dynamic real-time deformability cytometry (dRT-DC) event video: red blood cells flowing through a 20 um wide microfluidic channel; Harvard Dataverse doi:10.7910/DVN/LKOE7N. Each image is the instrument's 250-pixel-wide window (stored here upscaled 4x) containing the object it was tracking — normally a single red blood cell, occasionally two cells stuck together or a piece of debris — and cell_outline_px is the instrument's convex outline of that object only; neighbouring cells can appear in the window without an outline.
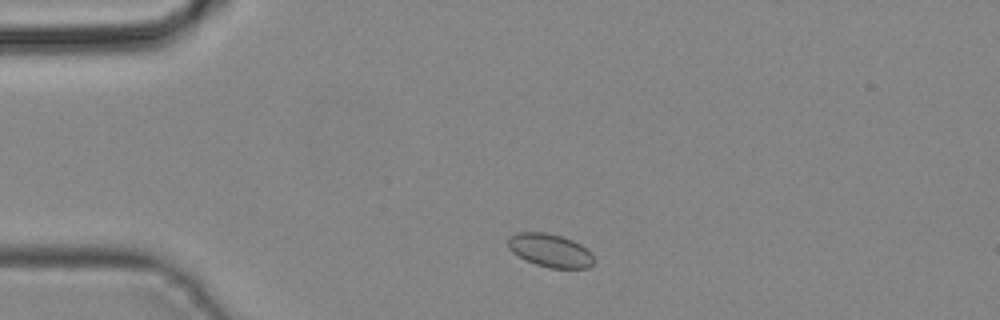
{"species": "common noctule bat (a hibernating species)", "species_latin": "Nyctalus noctula", "temperature_condition": "cold", "stored_images_in_passage": 36, "camera_frame_rate_fps": 3000, "um_per_image_px": 0.085, "animal": {"sex": "male", "body_mass_g": 19.2, "forearm_length_mm": 51.8}, "frame": {"image": 1, "passage_image": 2, "time_ms": 0.333, "image_size_px": [1000, 320], "cell_outline_px": [[596, 260], [588, 268], [548, 268], [524, 260], [512, 252], [508, 248], [508, 236], [516, 232], [544, 232], [560, 236], [572, 240], [580, 244], [592, 252]], "centroid_in_image_um": [46.76, 21.29], "position_along_channel_um": 38.2, "area_um2": 16.88}}
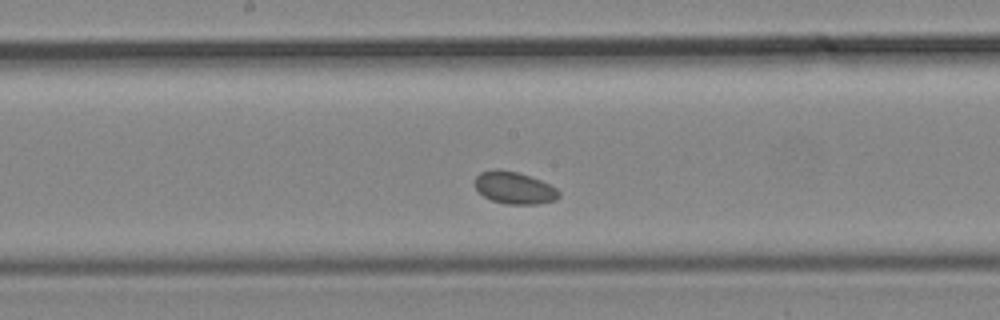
{"frame": {"image": 2, "passage_image": 15, "time_ms": 4.667, "image_size_px": [1000, 320], "cell_outline_px": [[560, 196], [556, 200], [536, 204], [508, 204], [492, 200], [484, 196], [472, 184], [476, 176], [480, 172], [516, 172], [540, 180], [556, 188], [560, 192]], "centroid_in_image_um": [43.74, 16.01], "position_along_channel_um": 204.5, "area_um2": 15.2}}
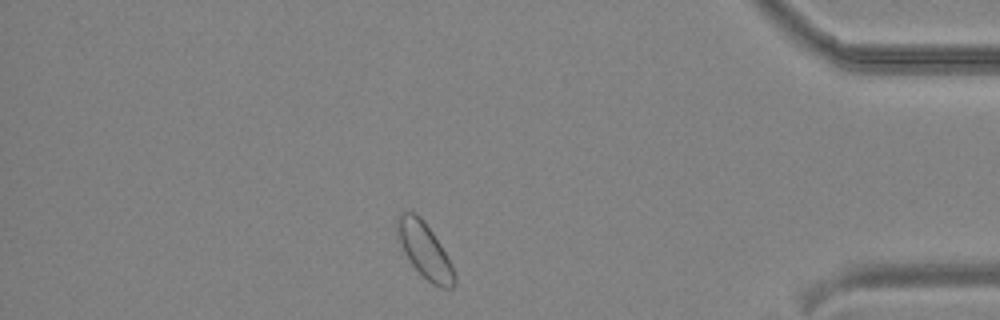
{"frame": {"image": 3, "passage_image": 30, "time_ms": 9.667, "image_size_px": [1000, 320], "cell_outline_px": [[456, 284], [452, 288], [440, 288], [432, 284], [412, 264], [404, 252], [396, 232], [396, 216], [400, 212], [412, 212], [420, 216], [424, 220], [440, 244], [452, 264], [456, 276]], "centroid_in_image_um": [36.1, 21.27], "position_along_channel_um": 399.1, "area_um2": 18.38}}